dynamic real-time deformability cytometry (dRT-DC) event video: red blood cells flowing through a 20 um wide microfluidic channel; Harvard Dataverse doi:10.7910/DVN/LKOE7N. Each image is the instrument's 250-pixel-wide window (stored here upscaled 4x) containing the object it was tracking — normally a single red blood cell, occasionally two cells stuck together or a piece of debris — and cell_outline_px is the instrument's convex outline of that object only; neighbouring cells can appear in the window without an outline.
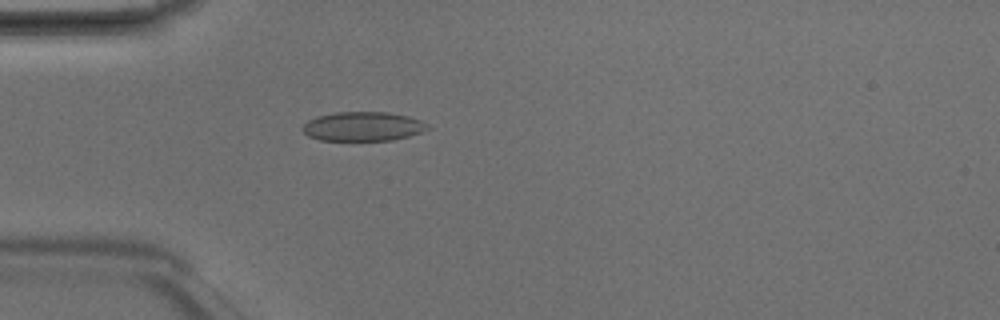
{"species": "Egyptian fruit bat (a non-hibernating species)", "species_latin": "Rousettus aegyptiacus", "temperature_condition": "room temperature", "stored_images_in_passage": 4, "camera_frame_rate_fps": 3000, "um_per_image_px": 0.085, "animal": {"sex": "male"}, "frame": {"image": 1, "passage_image": 4, "time_ms": 1.0, "image_size_px": [1000, 320], "cell_outline_px": [[432, 128], [408, 136], [392, 140], [320, 140], [308, 136], [300, 128], [308, 120], [316, 116], [336, 112], [388, 112], [408, 116], [420, 120], [428, 124]], "centroid_in_image_um": [30.84, 10.74], "position_along_channel_um": 54.2, "area_um2": 21.33}}